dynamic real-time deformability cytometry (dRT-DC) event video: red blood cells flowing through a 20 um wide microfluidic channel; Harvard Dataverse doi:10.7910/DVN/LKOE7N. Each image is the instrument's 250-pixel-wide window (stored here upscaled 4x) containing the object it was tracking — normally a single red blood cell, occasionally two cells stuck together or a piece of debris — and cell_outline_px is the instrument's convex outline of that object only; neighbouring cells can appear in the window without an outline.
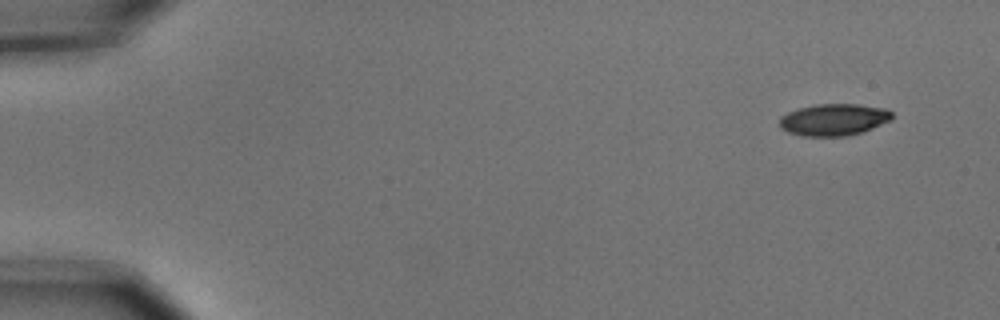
{"species": "common noctule bat (a hibernating species)", "species_latin": "Nyctalus noctula", "temperature_condition": "cold", "stored_images_in_passage": 4, "camera_frame_rate_fps": 3000, "um_per_image_px": 0.085, "animal": {"sex": "male", "body_mass_g": 15.6}, "frame": {"image": 1, "passage_image": 1, "time_ms": 0.0, "image_size_px": [1000, 320], "cell_outline_px": [[892, 120], [872, 128], [860, 132], [844, 136], [804, 136], [788, 132], [780, 128], [780, 116], [788, 112], [800, 108], [816, 104], [856, 104], [884, 108], [892, 112]], "centroid_in_image_um": [70.86, 10.17], "position_along_channel_um": 14.1, "area_um2": 20.75}}
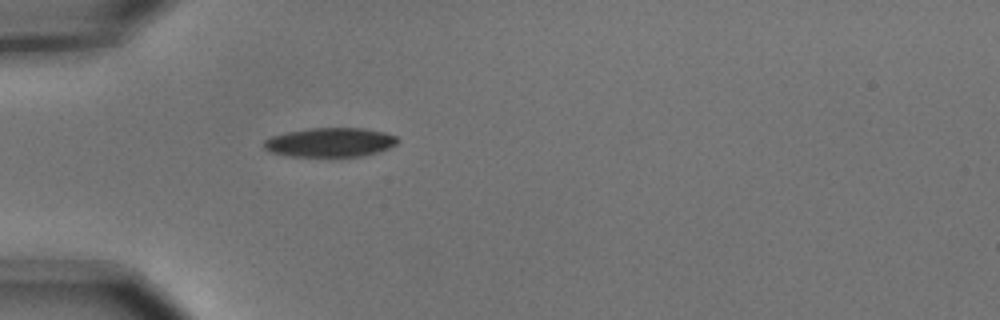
{"frame": {"image": 2, "passage_image": 4, "time_ms": 1.0, "image_size_px": [1000, 320], "cell_outline_px": [[400, 140], [396, 144], [380, 152], [364, 156], [288, 156], [268, 152], [264, 148], [264, 140], [272, 136], [288, 132], [312, 128], [364, 128], [384, 132], [396, 136]], "centroid_in_image_um": [28.08, 12.1], "position_along_channel_um": 56.9, "area_um2": 22.77}}